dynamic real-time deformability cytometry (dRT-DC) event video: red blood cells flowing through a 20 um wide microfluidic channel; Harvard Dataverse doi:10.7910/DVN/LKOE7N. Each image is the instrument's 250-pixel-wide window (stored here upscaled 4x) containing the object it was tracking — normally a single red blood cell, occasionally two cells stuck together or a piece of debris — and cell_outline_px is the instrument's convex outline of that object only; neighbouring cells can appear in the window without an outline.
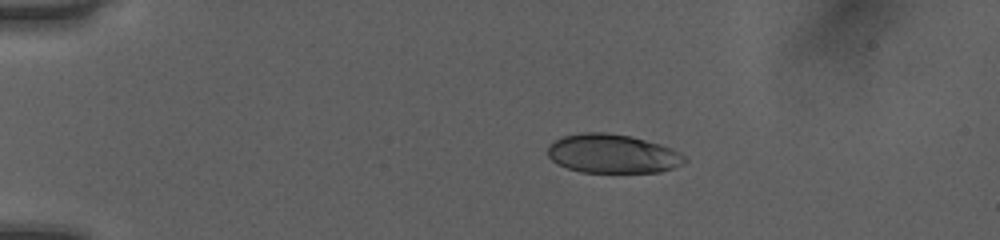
{"species": "human", "species_latin": "Homo sapiens", "temperature_condition": "room temperature", "stored_images_in_passage": 41, "camera_frame_rate_fps": 3000, "um_per_image_px": 0.085, "donor": {"sex": "female"}, "frame": {"image": 1, "passage_image": 1, "time_ms": 0.0, "image_size_px": [1000, 240], "cell_outline_px": [[688, 160], [684, 164], [660, 172], [580, 172], [568, 168], [552, 160], [548, 156], [548, 144], [560, 136], [580, 132], [604, 132], [632, 136], [660, 144], [672, 148], [680, 152]], "centroid_in_image_um": [52.06, 13.05], "position_along_channel_um": 32.9, "area_um2": 31.33}}
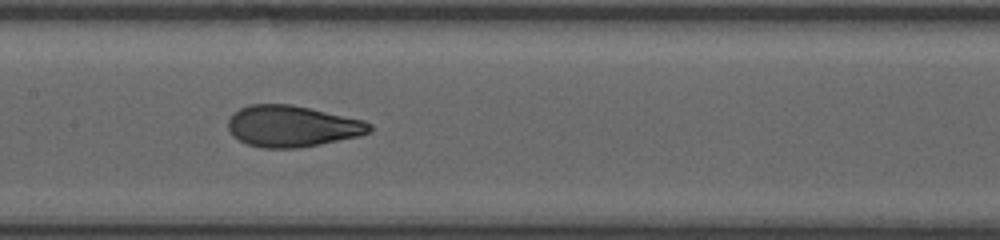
{"frame": {"image": 2, "passage_image": 17, "time_ms": 5.333, "image_size_px": [1000, 240], "cell_outline_px": [[372, 132], [360, 136], [300, 148], [264, 148], [248, 144], [232, 136], [228, 128], [228, 120], [240, 108], [248, 104], [288, 104], [308, 108], [364, 120], [372, 124]], "centroid_in_image_um": [24.85, 10.73], "position_along_channel_um": 182.5, "area_um2": 33.99}}
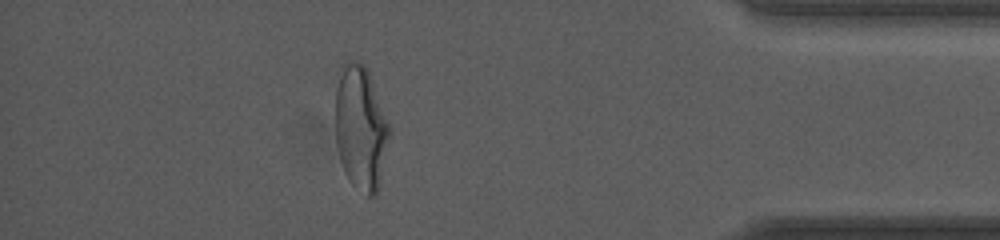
{"frame": {"image": 3, "passage_image": 36, "time_ms": 11.667, "image_size_px": [1000, 240], "cell_outline_px": [[392, 128], [380, 180], [376, 192], [372, 196], [368, 196], [352, 184], [348, 180], [344, 172], [340, 160], [336, 144], [336, 88], [340, 64], [344, 60], [356, 60], [364, 64], [368, 72]], "centroid_in_image_um": [30.65, 10.82], "position_along_channel_um": 404.5, "area_um2": 39.42}, "authors_computed_cell_mechanics": {"area_um2": 34.2176, "velocity_mm_per_s": 4.0655, "shape_relaxation_time_tau1_ms": 3.7984, "shape_relaxation_time_tau2_ms": 0.7009, "deformation_change_tau1": 0.1658, "deformation_change_tau2": 0.0627}}